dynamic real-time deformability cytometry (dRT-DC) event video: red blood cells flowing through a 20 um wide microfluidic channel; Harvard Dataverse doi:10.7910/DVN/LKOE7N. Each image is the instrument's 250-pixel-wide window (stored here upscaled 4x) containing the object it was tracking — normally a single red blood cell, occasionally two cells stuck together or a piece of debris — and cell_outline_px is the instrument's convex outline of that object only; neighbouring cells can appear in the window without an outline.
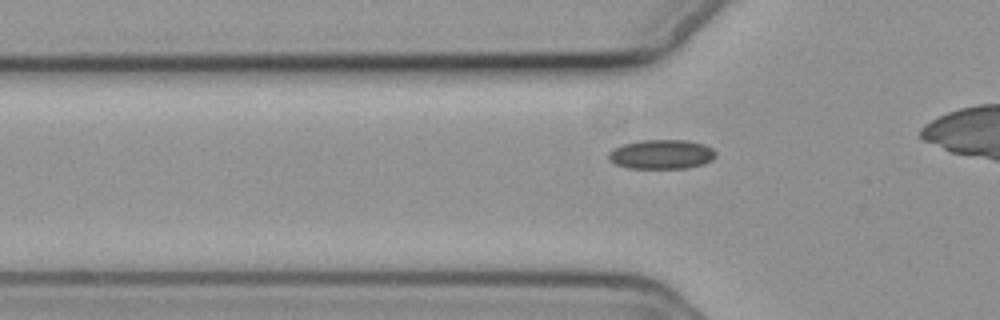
{"species": "common noctule bat (a hibernating species)", "species_latin": "Nyctalus noctula", "temperature_condition": "cold", "stored_images_in_passage": 41, "camera_frame_rate_fps": 3000, "um_per_image_px": 0.085, "animal": {"sex": "female", "body_mass_g": 19.3, "forearm_length_mm": 54.1}, "frame": {"image": 1, "passage_image": 14, "time_ms": 4.333, "image_size_px": [1000, 320], "cell_outline_px": [[716, 156], [712, 160], [704, 164], [688, 168], [628, 168], [616, 164], [608, 160], [608, 152], [612, 148], [624, 144], [640, 140], [688, 140], [704, 144], [712, 148], [716, 152]], "centroid_in_image_um": [56.23, 13.11], "position_along_channel_um": 69.6, "area_um2": 18.55}}
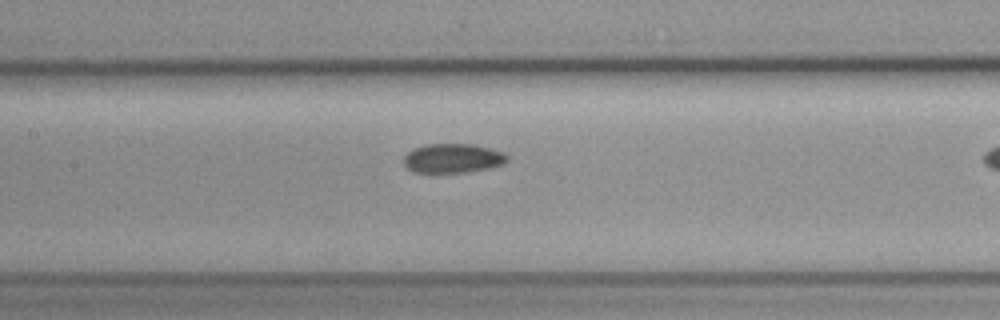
{"frame": {"image": 2, "passage_image": 22, "time_ms": 7.0, "image_size_px": [1000, 320], "cell_outline_px": [[508, 160], [504, 164], [488, 168], [464, 172], [412, 172], [404, 164], [404, 156], [412, 148], [428, 144], [472, 144], [492, 148], [504, 152], [508, 156]], "centroid_in_image_um": [38.5, 13.44], "position_along_channel_um": 168.9, "area_um2": 17.69}}
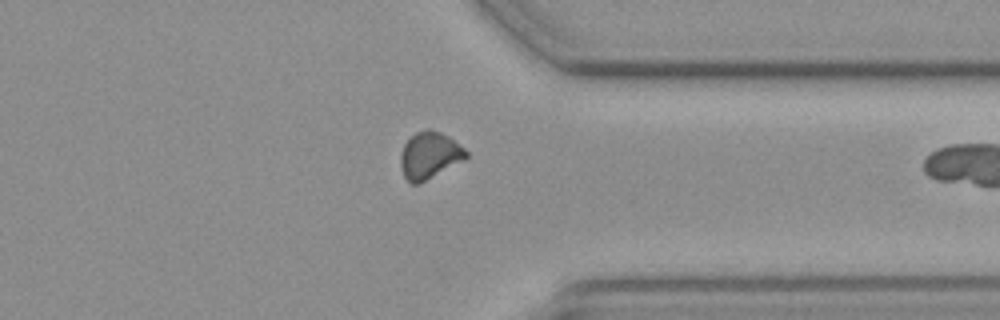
{"frame": {"image": 3, "passage_image": 39, "time_ms": 12.667, "image_size_px": [1000, 320], "cell_outline_px": [[468, 156], [420, 184], [412, 184], [404, 176], [400, 168], [400, 152], [404, 144], [416, 132], [428, 128], [440, 132], [448, 136], [464, 148], [468, 152]], "centroid_in_image_um": [36.46, 13.2], "position_along_channel_um": 374.9, "area_um2": 17.69}}